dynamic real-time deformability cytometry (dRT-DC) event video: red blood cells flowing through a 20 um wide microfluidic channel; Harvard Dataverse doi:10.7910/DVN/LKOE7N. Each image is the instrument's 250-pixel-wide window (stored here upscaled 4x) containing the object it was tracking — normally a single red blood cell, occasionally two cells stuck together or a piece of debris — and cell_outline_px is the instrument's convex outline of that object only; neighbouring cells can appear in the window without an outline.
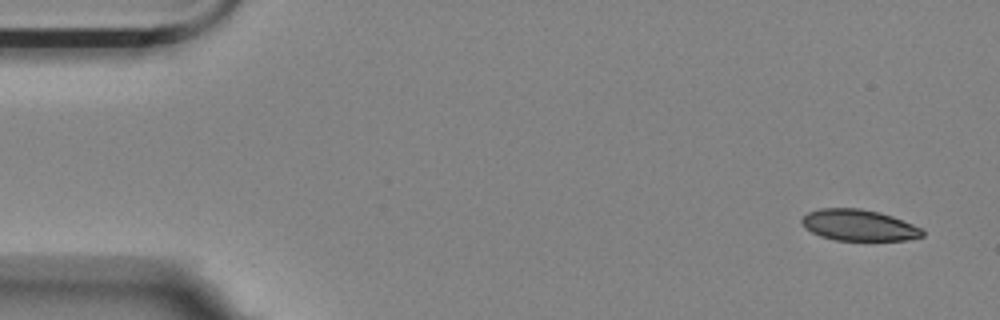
{"species": "Egyptian fruit bat (a non-hibernating species)", "species_latin": "Rousettus aegyptiacus", "temperature_condition": "room temperature", "stored_images_in_passage": 4, "camera_frame_rate_fps": 3000, "um_per_image_px": 0.085, "animal": {"sex": "female"}, "frame": {"image": 1, "passage_image": 1, "time_ms": 0.0, "image_size_px": [1000, 320], "cell_outline_px": [[924, 236], [908, 240], [836, 240], [820, 236], [804, 228], [800, 220], [808, 212], [820, 208], [860, 208], [880, 212], [892, 216], [912, 224], [920, 228], [924, 232]], "centroid_in_image_um": [72.98, 19.14], "position_along_channel_um": 12.0, "area_um2": 21.96}}